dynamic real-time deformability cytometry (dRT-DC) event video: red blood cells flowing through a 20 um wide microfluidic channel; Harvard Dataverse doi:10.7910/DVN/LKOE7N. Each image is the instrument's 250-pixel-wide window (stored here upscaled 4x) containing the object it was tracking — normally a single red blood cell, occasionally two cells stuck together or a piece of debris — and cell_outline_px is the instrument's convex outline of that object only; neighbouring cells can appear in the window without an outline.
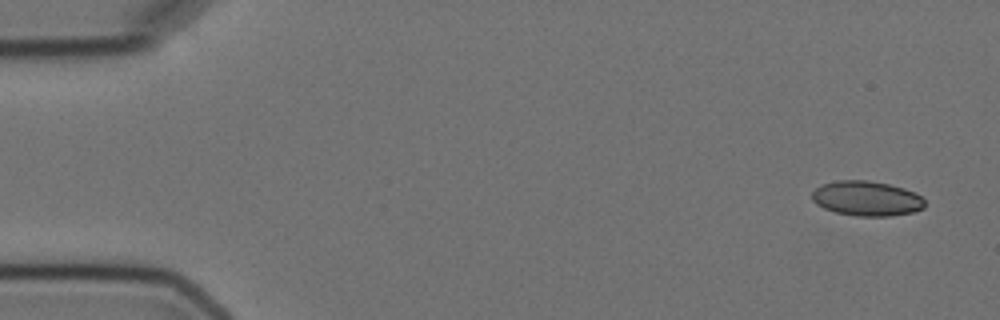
{"species": "Egyptian fruit bat (a non-hibernating species)", "species_latin": "Rousettus aegyptiacus", "temperature_condition": "cold", "stored_images_in_passage": 5, "camera_frame_rate_fps": 3000, "um_per_image_px": 0.085, "animal": {"sex": "female"}, "frame": {"image": 1, "passage_image": 1, "time_ms": 0.0, "image_size_px": [1000, 320], "cell_outline_px": [[924, 208], [912, 212], [892, 216], [856, 216], [836, 212], [824, 208], [816, 204], [812, 200], [812, 192], [820, 184], [836, 180], [868, 180], [888, 184], [904, 188], [916, 192], [924, 200]], "centroid_in_image_um": [73.65, 16.86], "position_along_channel_um": 11.3, "area_um2": 23.06}}
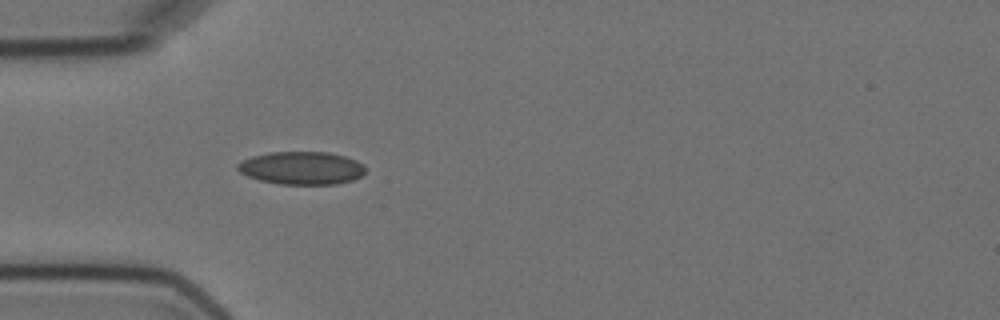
{"frame": {"image": 2, "passage_image": 5, "time_ms": 4.667, "image_size_px": [1000, 320], "cell_outline_px": [[364, 172], [360, 176], [352, 180], [336, 184], [280, 184], [260, 180], [248, 176], [240, 172], [236, 168], [236, 164], [240, 160], [252, 156], [268, 152], [328, 152], [344, 156], [356, 160], [364, 164]], "centroid_in_image_um": [25.6, 14.27], "position_along_channel_um": 59.4, "area_um2": 24.57}}